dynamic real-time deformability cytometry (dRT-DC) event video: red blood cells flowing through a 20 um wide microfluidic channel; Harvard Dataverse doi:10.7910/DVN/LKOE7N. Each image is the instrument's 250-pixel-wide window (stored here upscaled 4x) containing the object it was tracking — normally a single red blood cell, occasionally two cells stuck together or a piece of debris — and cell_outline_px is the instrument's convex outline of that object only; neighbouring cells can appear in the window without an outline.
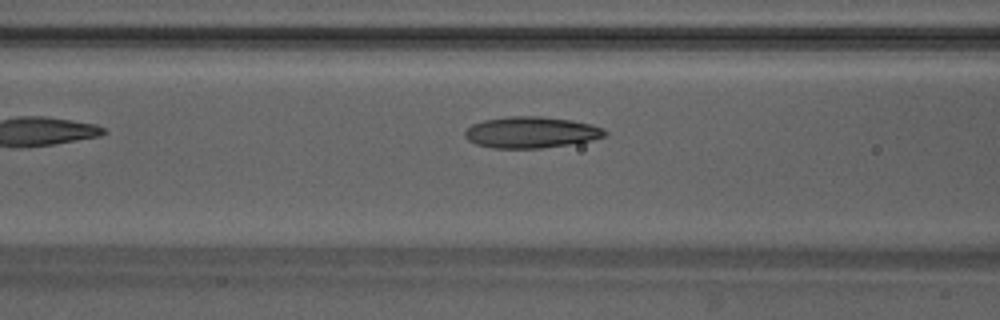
{"species": "Egyptian fruit bat (a non-hibernating species)", "species_latin": "Rousettus aegyptiacus", "temperature_condition": "warm", "stored_images_in_passage": 33, "camera_frame_rate_fps": 3000, "um_per_image_px": 0.085, "animal": {"sex": "male"}, "frame": {"image": 1, "passage_image": 6, "time_ms": 1.667, "image_size_px": [1000, 320], "cell_outline_px": [[608, 136], [592, 140], [568, 144], [540, 148], [492, 148], [476, 144], [468, 140], [464, 136], [464, 132], [472, 124], [484, 120], [508, 116], [540, 116], [572, 120], [592, 124], [604, 128], [608, 132]], "centroid_in_image_um": [45.17, 11.24], "position_along_channel_um": 121.4, "area_um2": 25.66}}
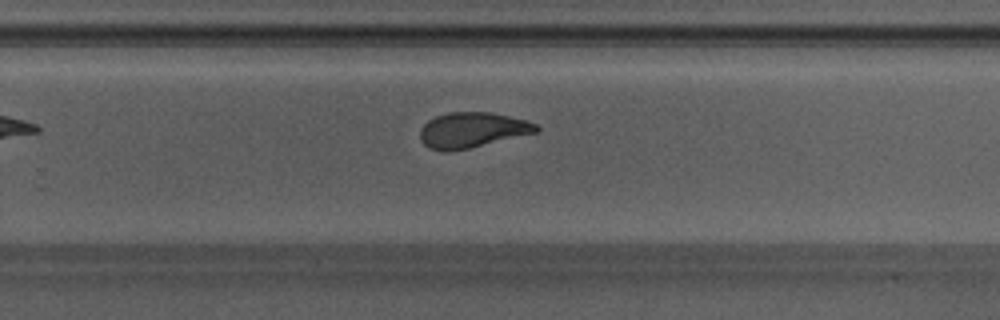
{"frame": {"image": 2, "passage_image": 18, "time_ms": 5.667, "image_size_px": [1000, 320], "cell_outline_px": [[540, 128], [536, 132], [468, 148], [448, 152], [444, 152], [428, 148], [420, 140], [420, 128], [428, 120], [436, 116], [452, 112], [488, 112], [508, 116], [524, 120], [536, 124]], "centroid_in_image_um": [40.07, 11.06], "position_along_channel_um": 289.7, "area_um2": 23.64}}
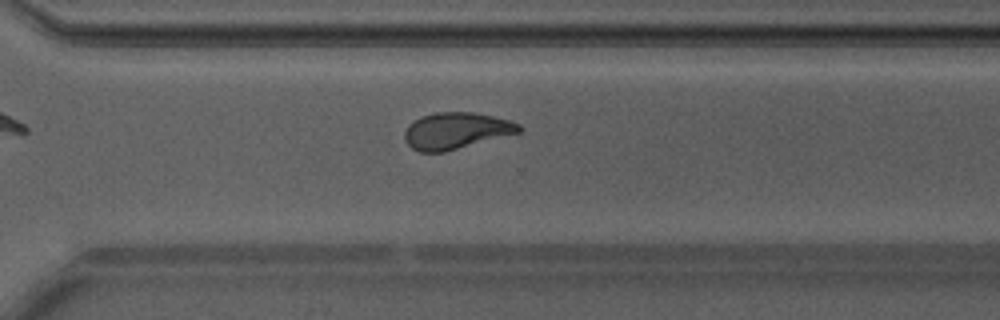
{"frame": {"image": 3, "passage_image": 21, "time_ms": 6.667, "image_size_px": [1000, 320], "cell_outline_px": [[520, 132], [444, 152], [420, 152], [412, 148], [404, 140], [404, 132], [408, 124], [412, 120], [420, 116], [436, 112], [472, 112], [492, 116], [508, 120], [520, 124]], "centroid_in_image_um": [38.7, 11.11], "position_along_channel_um": 331.9, "area_um2": 24.28}, "authors_computed_cell_mechanics": {"area_um2": 24.4494, "velocity_mm_per_s": 4.2109, "shape_relaxation_time_tau1_ms": 5.5562, "shape_relaxation_time_tau2_ms": 1.1473, "deformation_change_tau1": 0.2079, "deformation_change_tau2": 0.0759}}